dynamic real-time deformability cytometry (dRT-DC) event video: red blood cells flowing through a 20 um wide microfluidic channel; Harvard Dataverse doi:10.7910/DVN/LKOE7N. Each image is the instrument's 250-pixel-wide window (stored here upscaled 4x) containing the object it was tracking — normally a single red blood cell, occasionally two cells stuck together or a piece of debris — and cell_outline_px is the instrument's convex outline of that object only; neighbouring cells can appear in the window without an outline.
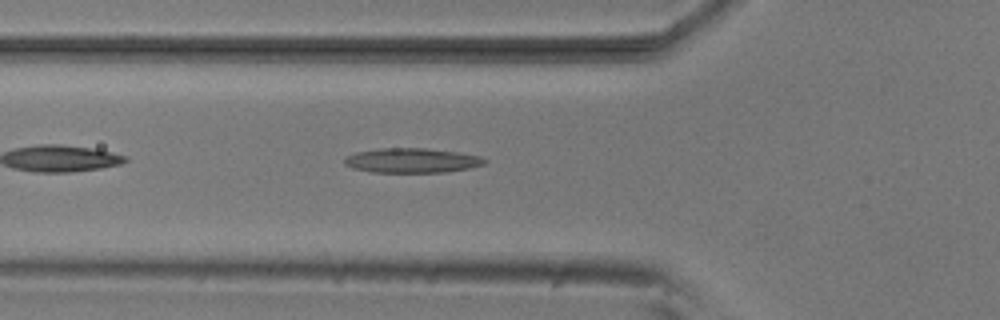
{"species": "common noctule bat (a hibernating species)", "species_latin": "Nyctalus noctula", "temperature_condition": "room temperature", "stored_images_in_passage": 36, "camera_frame_rate_fps": 3000, "um_per_image_px": 0.085, "animal": {"sex": "male", "body_mass_g": 20.5, "forearm_length_mm": 52.5}, "frame": {"image": 1, "passage_image": 5, "time_ms": 1.333, "image_size_px": [1000, 320], "cell_outline_px": [[488, 160], [484, 164], [472, 168], [444, 172], [372, 172], [352, 168], [344, 164], [344, 160], [348, 156], [356, 152], [380, 148], [424, 148], [456, 152], [480, 156]], "centroid_in_image_um": [35.02, 13.64], "position_along_channel_um": 90.8, "area_um2": 20.06}}
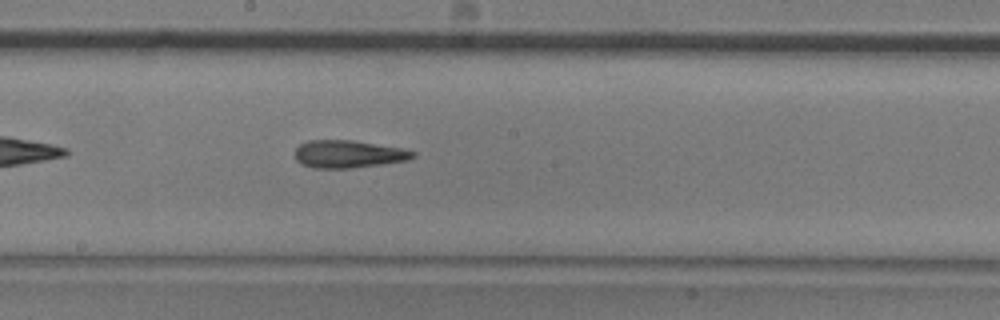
{"frame": {"image": 2, "passage_image": 15, "time_ms": 4.667, "image_size_px": [1000, 320], "cell_outline_px": [[416, 156], [408, 160], [352, 168], [312, 168], [300, 164], [296, 160], [296, 148], [300, 144], [308, 140], [352, 140], [400, 148], [416, 152]], "centroid_in_image_um": [29.58, 13.1], "position_along_channel_um": 218.6, "area_um2": 18.9}}
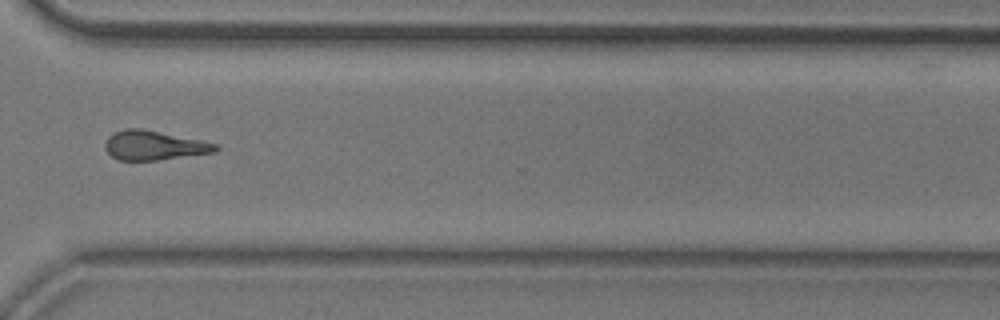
{"frame": {"image": 3, "passage_image": 26, "time_ms": 8.333, "image_size_px": [1000, 320], "cell_outline_px": [[220, 148], [212, 152], [156, 160], [116, 160], [104, 148], [104, 144], [108, 136], [112, 132], [124, 128], [140, 128], [220, 144]], "centroid_in_image_um": [13.04, 12.35], "position_along_channel_um": 357.6, "area_um2": 18.79}, "authors_computed_cell_mechanics": {"area_um2": 18.9006, "velocity_mm_per_s": 3.8057, "shape_relaxation_time_tau1_ms": 7.116, "shape_relaxation_time_tau2_ms": 3.3929, "deformation_change_tau1": 0.1915, "deformation_change_tau2": 0.1374}}